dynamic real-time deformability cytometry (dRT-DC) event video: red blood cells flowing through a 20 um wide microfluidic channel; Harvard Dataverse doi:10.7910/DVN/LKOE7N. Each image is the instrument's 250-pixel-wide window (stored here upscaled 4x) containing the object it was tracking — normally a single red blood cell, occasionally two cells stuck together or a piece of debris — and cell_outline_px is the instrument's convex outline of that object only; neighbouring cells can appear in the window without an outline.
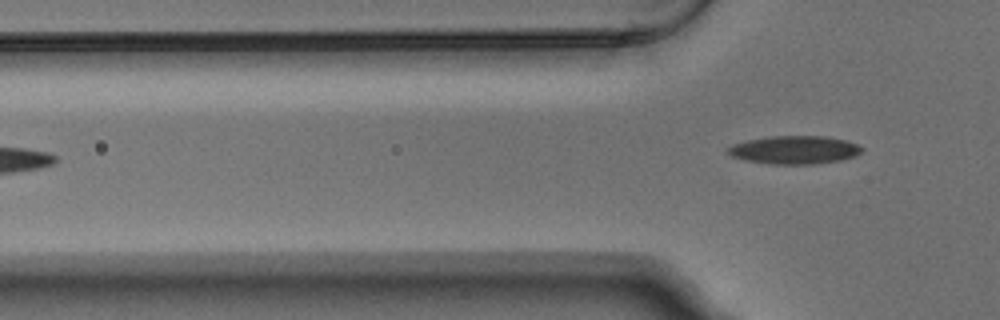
{"species": "Egyptian fruit bat (a non-hibernating species)", "species_latin": "Rousettus aegyptiacus", "temperature_condition": "warm", "stored_images_in_passage": 6, "camera_frame_rate_fps": 3000, "um_per_image_px": 0.085, "animal": {"sex": "male"}, "frame": {"image": 1, "passage_image": 6, "time_ms": 1.667, "image_size_px": [1000, 320], "cell_outline_px": [[864, 148], [856, 156], [840, 160], [812, 164], [768, 164], [748, 160], [732, 156], [728, 152], [728, 148], [732, 144], [748, 140], [768, 136], [824, 136], [848, 140]], "centroid_in_image_um": [67.56, 12.73], "position_along_channel_um": 58.2, "area_um2": 21.91}}